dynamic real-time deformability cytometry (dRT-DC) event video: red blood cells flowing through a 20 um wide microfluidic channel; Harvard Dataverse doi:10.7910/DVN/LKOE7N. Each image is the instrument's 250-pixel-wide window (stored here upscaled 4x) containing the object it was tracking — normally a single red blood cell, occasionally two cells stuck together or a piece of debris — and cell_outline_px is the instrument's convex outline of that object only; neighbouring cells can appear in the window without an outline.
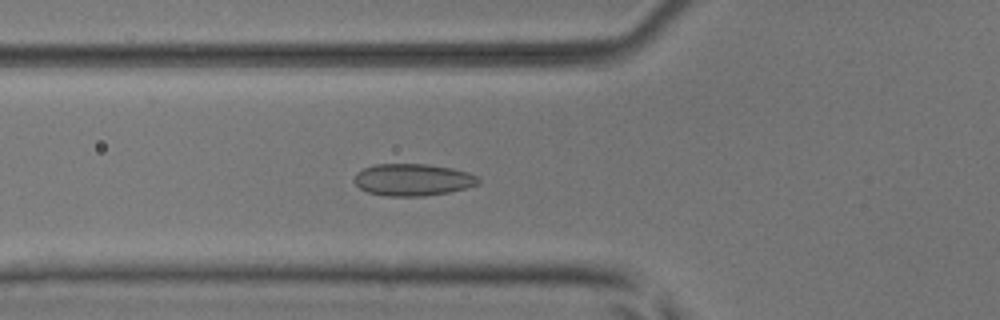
{"species": "common noctule bat (a hibernating species)", "species_latin": "Nyctalus noctula", "temperature_condition": "room temperature", "stored_images_in_passage": 43, "camera_frame_rate_fps": 3000, "um_per_image_px": 0.085, "animal": {"sex": "male", "body_mass_g": 17.9, "forearm_length_mm": 54.2}, "frame": {"image": 1, "passage_image": 17, "time_ms": 5.333, "image_size_px": [1000, 320], "cell_outline_px": [[480, 184], [448, 192], [424, 196], [388, 196], [368, 192], [360, 188], [352, 180], [356, 172], [364, 168], [376, 164], [428, 164], [452, 168], [468, 172], [480, 176]], "centroid_in_image_um": [35.1, 15.27], "position_along_channel_um": 90.7, "area_um2": 23.29}}
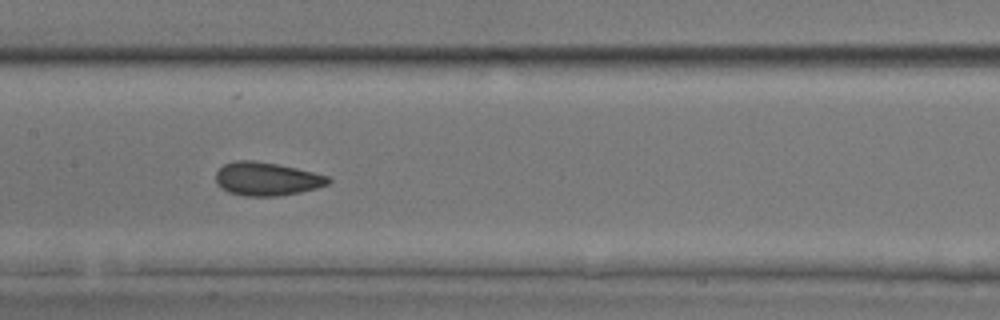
{"frame": {"image": 2, "passage_image": 24, "time_ms": 7.667, "image_size_px": [1000, 320], "cell_outline_px": [[332, 180], [328, 184], [316, 188], [300, 192], [276, 196], [244, 196], [228, 192], [220, 188], [216, 184], [216, 172], [224, 164], [236, 160], [252, 160], [276, 164], [296, 168], [328, 176]], "centroid_in_image_um": [22.64, 15.21], "position_along_channel_um": 184.8, "area_um2": 21.85}}
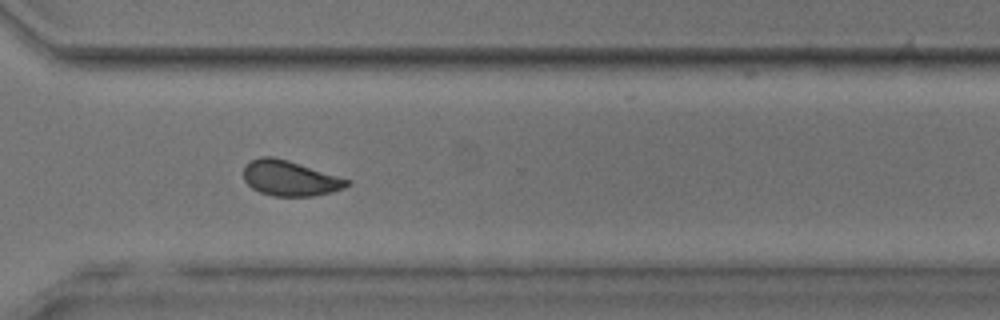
{"frame": {"image": 3, "passage_image": 36, "time_ms": 11.667, "image_size_px": [1000, 320], "cell_outline_px": [[352, 184], [344, 188], [332, 192], [312, 196], [272, 196], [260, 192], [252, 188], [244, 180], [244, 164], [260, 156], [272, 156], [288, 160], [352, 180]], "centroid_in_image_um": [24.66, 15.15], "position_along_channel_um": 345.9, "area_um2": 21.44}, "authors_computed_cell_mechanics": {"area_um2": 23.8136, "velocity_mm_per_s": 4.0299, "shape_relaxation_time_tau1_ms": 5.7554, "shape_relaxation_time_tau2_ms": 1.4633, "deformation_change_tau1": 0.1078, "deformation_change_tau2": 0.0505}}